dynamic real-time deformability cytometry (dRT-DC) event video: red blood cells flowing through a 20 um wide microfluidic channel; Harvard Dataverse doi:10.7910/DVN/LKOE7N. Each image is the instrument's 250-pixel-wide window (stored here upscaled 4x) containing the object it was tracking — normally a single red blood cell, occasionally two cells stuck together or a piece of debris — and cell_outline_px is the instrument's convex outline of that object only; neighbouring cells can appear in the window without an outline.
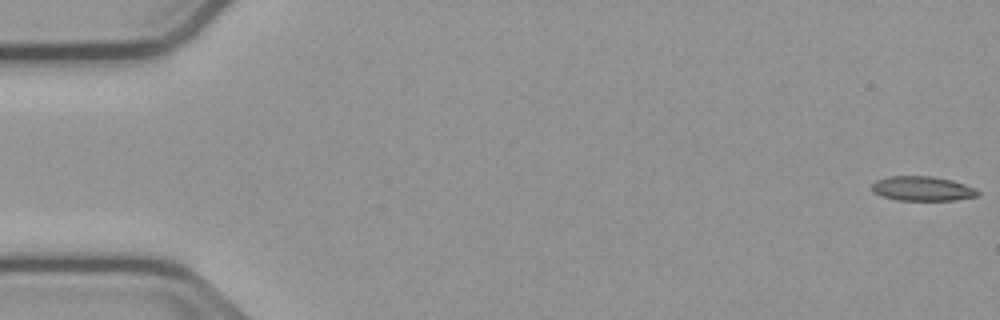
{"species": "common noctule bat (a hibernating species)", "species_latin": "Nyctalus noctula", "temperature_condition": "cold", "stored_images_in_passage": 55, "camera_frame_rate_fps": 3000, "um_per_image_px": 0.085, "animal": {"sex": "male", "body_mass_g": 23.1, "forearm_length_mm": 52.7}, "frame": {"image": 1, "passage_image": 1, "time_ms": 0.0, "image_size_px": [1000, 320], "cell_outline_px": [[980, 196], [956, 200], [896, 200], [880, 196], [872, 192], [872, 184], [876, 180], [888, 176], [932, 176], [952, 180], [976, 188], [980, 192]], "centroid_in_image_um": [78.41, 16.03], "position_along_channel_um": 6.6, "area_um2": 15.37}}
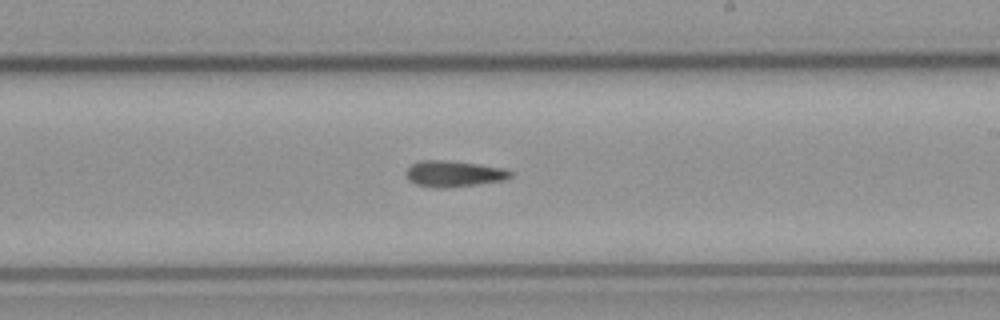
{"frame": {"image": 2, "passage_image": 32, "time_ms": 10.333, "image_size_px": [1000, 320], "cell_outline_px": [[512, 176], [504, 180], [448, 188], [436, 188], [416, 184], [408, 180], [404, 172], [412, 164], [420, 160], [448, 160], [476, 164], [500, 168], [512, 172]], "centroid_in_image_um": [38.51, 14.77], "position_along_channel_um": 250.5, "area_um2": 15.78}}
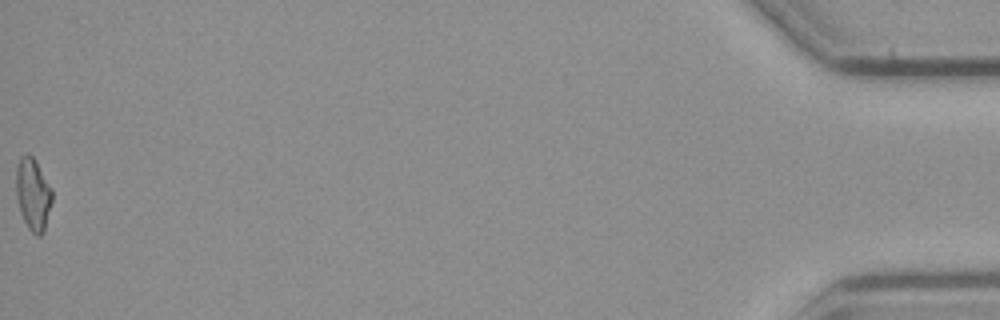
{"frame": {"image": 3, "passage_image": 55, "time_ms": 18.0, "image_size_px": [1000, 320], "cell_outline_px": [[52, 200], [44, 232], [40, 236], [36, 236], [28, 228], [20, 212], [16, 196], [16, 168], [20, 156], [28, 152], [32, 156], [52, 188]], "centroid_in_image_um": [2.8, 16.51], "position_along_channel_um": 432.4, "area_um2": 15.2}}